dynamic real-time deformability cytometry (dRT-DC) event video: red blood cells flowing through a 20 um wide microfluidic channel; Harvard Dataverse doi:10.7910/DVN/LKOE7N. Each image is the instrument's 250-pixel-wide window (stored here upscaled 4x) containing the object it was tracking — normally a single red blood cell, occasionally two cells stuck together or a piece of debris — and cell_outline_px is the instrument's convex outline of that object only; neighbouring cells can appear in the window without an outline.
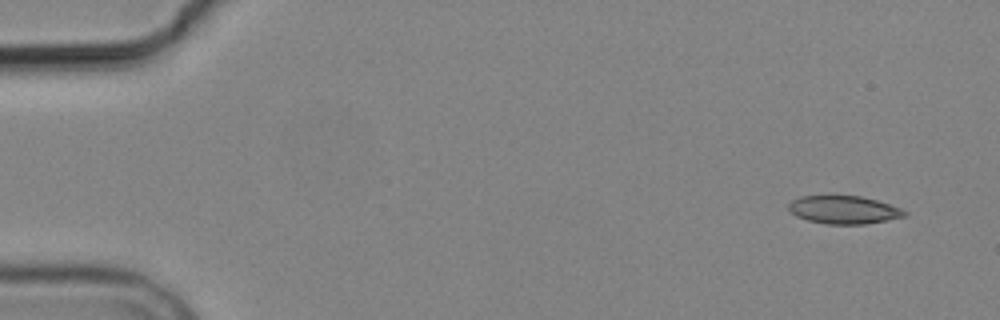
{"species": "common noctule bat (a hibernating species)", "species_latin": "Nyctalus noctula", "temperature_condition": "cold", "stored_images_in_passage": 5, "camera_frame_rate_fps": 3000, "um_per_image_px": 0.085, "animal": {"sex": "male", "body_mass_g": 19.2, "forearm_length_mm": 51.8}, "frame": {"image": 1, "passage_image": 1, "time_ms": 0.0, "image_size_px": [1000, 320], "cell_outline_px": [[908, 216], [888, 220], [864, 224], [824, 224], [808, 220], [796, 216], [788, 208], [788, 204], [792, 200], [800, 196], [860, 196], [876, 200], [900, 208], [908, 212]], "centroid_in_image_um": [71.74, 17.84], "position_along_channel_um": 13.3, "area_um2": 18.9}}
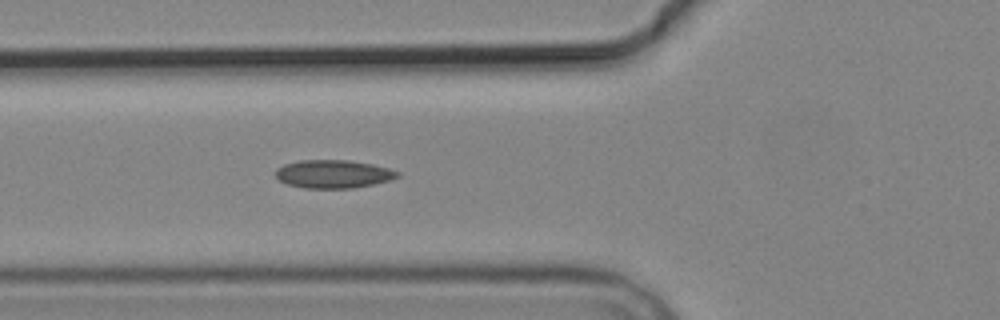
{"frame": {"image": 2, "passage_image": 5, "time_ms": 5.667, "image_size_px": [1000, 320], "cell_outline_px": [[400, 176], [392, 180], [352, 188], [304, 188], [288, 184], [280, 180], [276, 176], [276, 168], [284, 164], [300, 160], [348, 160], [372, 164], [388, 168], [400, 172]], "centroid_in_image_um": [28.35, 14.79], "position_along_channel_um": 97.5, "area_um2": 20.0}}